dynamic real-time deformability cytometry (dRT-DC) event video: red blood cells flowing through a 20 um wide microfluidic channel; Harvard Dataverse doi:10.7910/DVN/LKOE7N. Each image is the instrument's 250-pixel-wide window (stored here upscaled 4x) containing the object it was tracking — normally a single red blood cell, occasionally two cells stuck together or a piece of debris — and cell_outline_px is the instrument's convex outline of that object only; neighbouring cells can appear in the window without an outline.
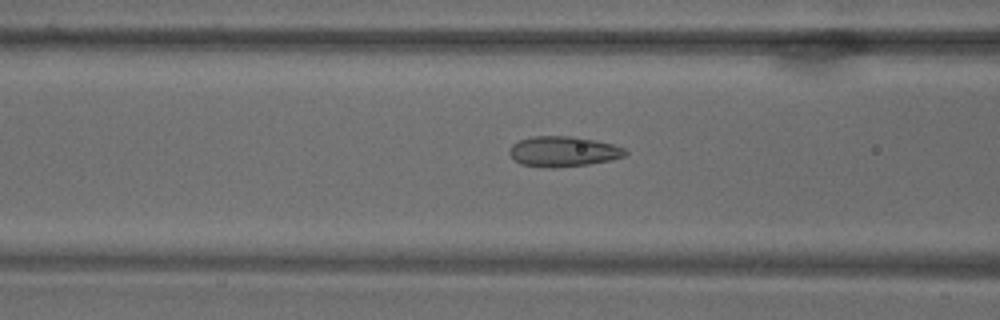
{"species": "common noctule bat (a hibernating species)", "species_latin": "Nyctalus noctula", "temperature_condition": "warm", "stored_images_in_passage": 72, "camera_frame_rate_fps": 3000, "um_per_image_px": 0.085, "animal": {"sex": "male", "body_mass_g": 18.8}, "frame": {"image": 1, "passage_image": 30, "time_ms": 9.667, "image_size_px": [1000, 320], "cell_outline_px": [[628, 152], [624, 156], [612, 160], [588, 164], [552, 168], [548, 168], [520, 164], [508, 152], [512, 144], [520, 140], [532, 136], [572, 136], [596, 140], [612, 144], [624, 148]], "centroid_in_image_um": [47.88, 12.87], "position_along_channel_um": 118.7, "area_um2": 20.46}}
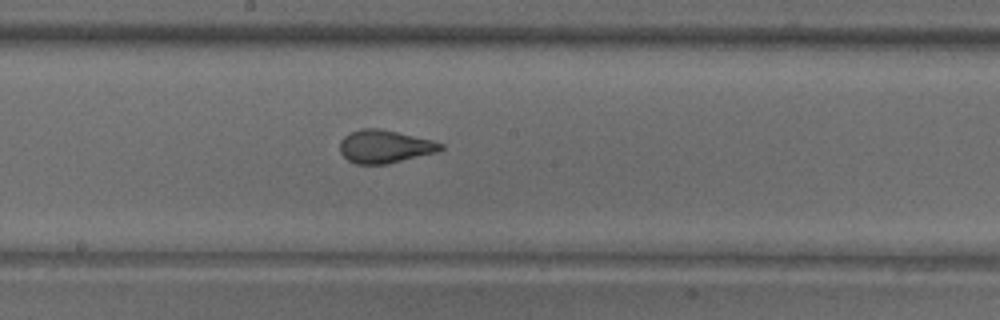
{"frame": {"image": 2, "passage_image": 40, "time_ms": 13.0, "image_size_px": [1000, 320], "cell_outline_px": [[444, 148], [440, 152], [388, 164], [356, 164], [348, 160], [340, 152], [340, 140], [344, 136], [360, 128], [376, 128], [396, 132], [432, 140], [444, 144]], "centroid_in_image_um": [32.73, 12.47], "position_along_channel_um": 215.5, "area_um2": 19.48}}
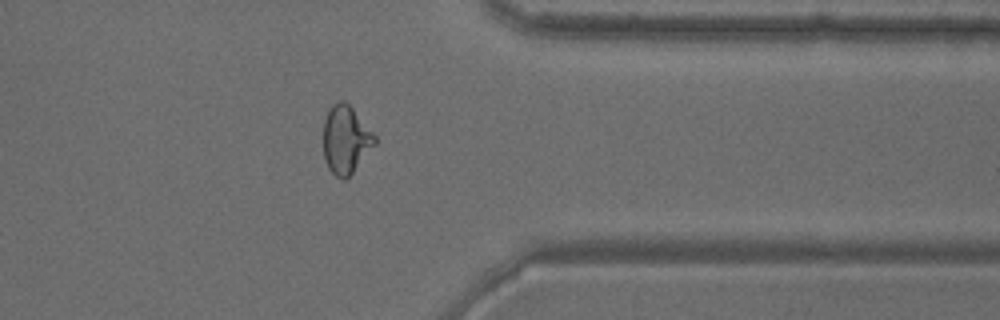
{"frame": {"image": 3, "passage_image": 58, "time_ms": 19.0, "image_size_px": [1000, 320], "cell_outline_px": [[376, 144], [352, 172], [344, 180], [340, 180], [328, 168], [324, 160], [324, 120], [332, 104], [340, 100], [344, 100], [352, 108], [376, 136]], "centroid_in_image_um": [29.38, 11.87], "position_along_channel_um": 382.0, "area_um2": 20.17}}